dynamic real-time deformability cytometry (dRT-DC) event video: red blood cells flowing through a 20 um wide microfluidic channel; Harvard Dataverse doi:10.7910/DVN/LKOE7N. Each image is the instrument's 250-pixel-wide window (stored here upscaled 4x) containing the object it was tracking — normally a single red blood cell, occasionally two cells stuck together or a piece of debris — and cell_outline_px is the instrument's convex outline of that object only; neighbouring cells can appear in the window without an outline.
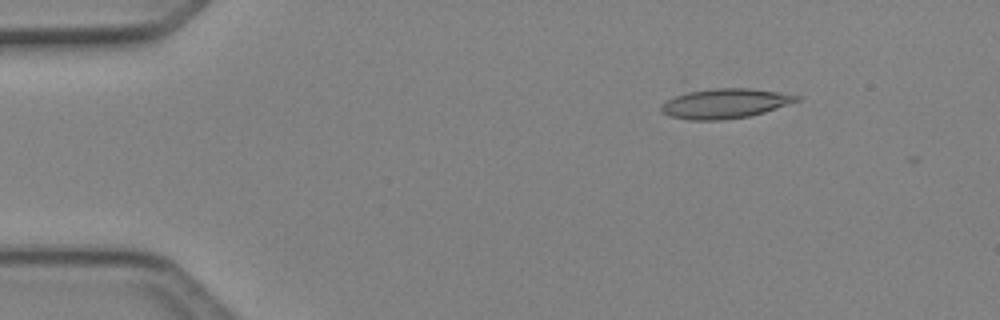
{"species": "Egyptian fruit bat (a non-hibernating species)", "species_latin": "Rousettus aegyptiacus", "temperature_condition": "cold", "stored_images_in_passage": 9, "camera_frame_rate_fps": 3000, "um_per_image_px": 0.085, "animal": {"sex": "female"}, "frame": {"image": 1, "passage_image": 3, "time_ms": 0.667, "image_size_px": [1000, 320], "cell_outline_px": [[804, 96], [800, 100], [764, 112], [748, 116], [720, 120], [688, 120], [668, 116], [660, 112], [660, 108], [680, 80], [684, 76]], "centroid_in_image_um": [61.26, 8.54], "position_along_channel_um": 23.7, "area_um2": 28.44}}